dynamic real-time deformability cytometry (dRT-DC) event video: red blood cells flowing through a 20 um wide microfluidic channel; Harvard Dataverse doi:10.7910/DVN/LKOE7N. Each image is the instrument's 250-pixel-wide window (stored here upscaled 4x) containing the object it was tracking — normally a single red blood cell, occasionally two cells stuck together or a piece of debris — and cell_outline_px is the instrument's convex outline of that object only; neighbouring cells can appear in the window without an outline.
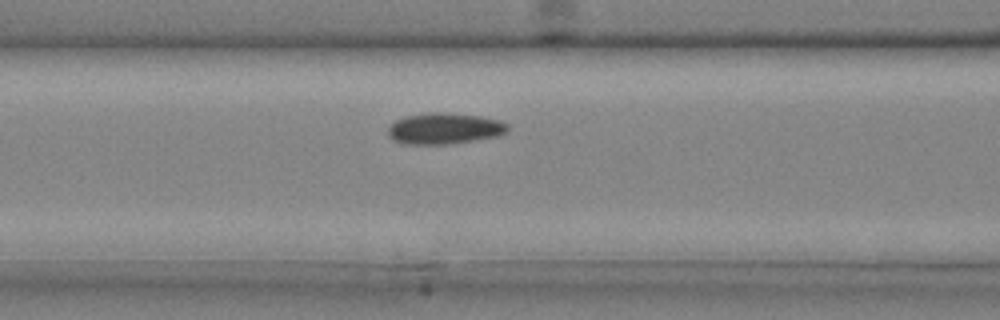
{"species": "common noctule bat (a hibernating species)", "species_latin": "Nyctalus noctula", "temperature_condition": "cold", "stored_images_in_passage": 14, "camera_frame_rate_fps": 3000, "um_per_image_px": 0.085, "animal": {"sex": "male", "body_mass_g": 20.4}, "frame": {"image": 1, "passage_image": 10, "time_ms": 3.0, "image_size_px": [1000, 320], "cell_outline_px": [[508, 132], [496, 136], [476, 140], [448, 144], [404, 144], [392, 140], [388, 136], [388, 128], [396, 120], [404, 116], [432, 112], [448, 112], [480, 116], [500, 120], [508, 124]], "centroid_in_image_um": [37.77, 10.92], "position_along_channel_um": 128.8, "area_um2": 21.91}}
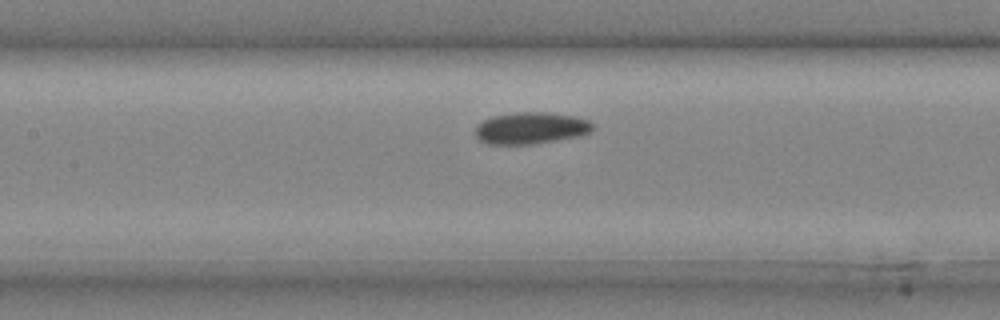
{"frame": {"image": 2, "passage_image": 12, "time_ms": 3.667, "image_size_px": [1000, 320], "cell_outline_px": [[592, 128], [588, 132], [580, 136], [532, 144], [488, 144], [480, 140], [476, 136], [476, 124], [492, 116], [516, 112], [548, 112], [572, 116], [588, 120], [592, 124]], "centroid_in_image_um": [45.08, 10.88], "position_along_channel_um": 162.3, "area_um2": 21.56}}